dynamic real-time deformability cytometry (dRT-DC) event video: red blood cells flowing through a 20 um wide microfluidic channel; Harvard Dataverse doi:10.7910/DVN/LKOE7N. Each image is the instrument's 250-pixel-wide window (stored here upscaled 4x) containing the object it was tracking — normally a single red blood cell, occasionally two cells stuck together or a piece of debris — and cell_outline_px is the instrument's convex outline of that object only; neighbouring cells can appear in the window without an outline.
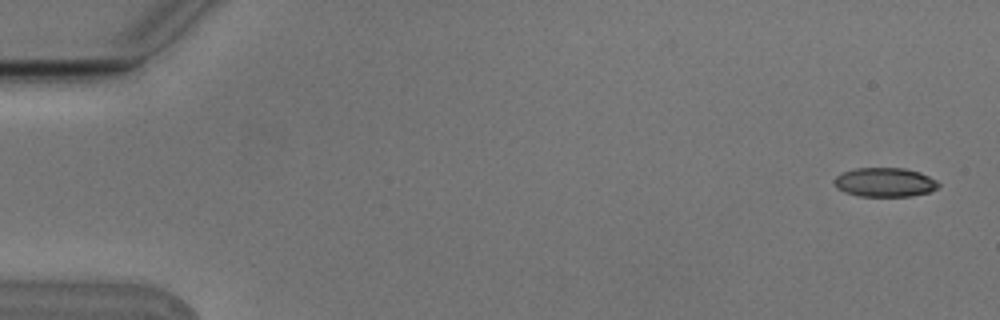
{"species": "Egyptian fruit bat (a non-hibernating species)", "species_latin": "Rousettus aegyptiacus", "temperature_condition": "cold", "stored_images_in_passage": 4, "camera_frame_rate_fps": 3000, "um_per_image_px": 0.085, "animal": {"sex": "male"}, "frame": {"image": 1, "passage_image": 1, "time_ms": 0.0, "image_size_px": [1000, 320], "cell_outline_px": [[940, 184], [936, 188], [928, 192], [912, 196], [860, 196], [844, 192], [836, 188], [832, 180], [840, 172], [856, 168], [904, 168], [920, 172], [936, 180]], "centroid_in_image_um": [75.16, 15.49], "position_along_channel_um": 9.8, "area_um2": 17.8}}
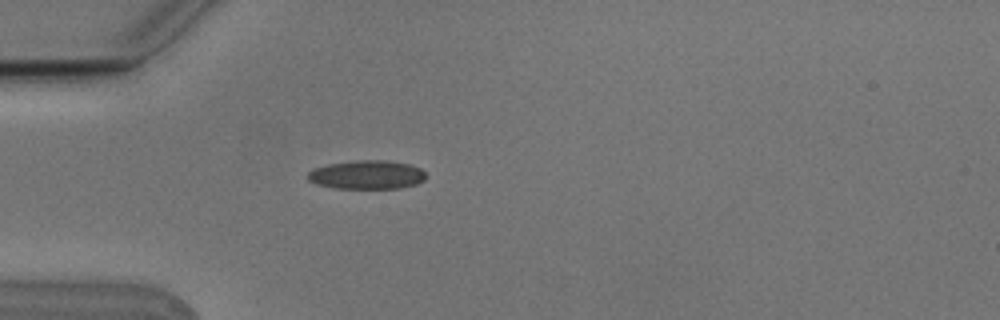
{"frame": {"image": 2, "passage_image": 4, "time_ms": 1.0, "image_size_px": [1000, 320], "cell_outline_px": [[428, 176], [424, 180], [416, 184], [400, 188], [332, 188], [316, 184], [308, 180], [304, 176], [312, 168], [328, 164], [356, 160], [388, 160], [408, 164], [420, 168]], "centroid_in_image_um": [31.15, 14.85], "position_along_channel_um": 53.9, "area_um2": 20.06}}